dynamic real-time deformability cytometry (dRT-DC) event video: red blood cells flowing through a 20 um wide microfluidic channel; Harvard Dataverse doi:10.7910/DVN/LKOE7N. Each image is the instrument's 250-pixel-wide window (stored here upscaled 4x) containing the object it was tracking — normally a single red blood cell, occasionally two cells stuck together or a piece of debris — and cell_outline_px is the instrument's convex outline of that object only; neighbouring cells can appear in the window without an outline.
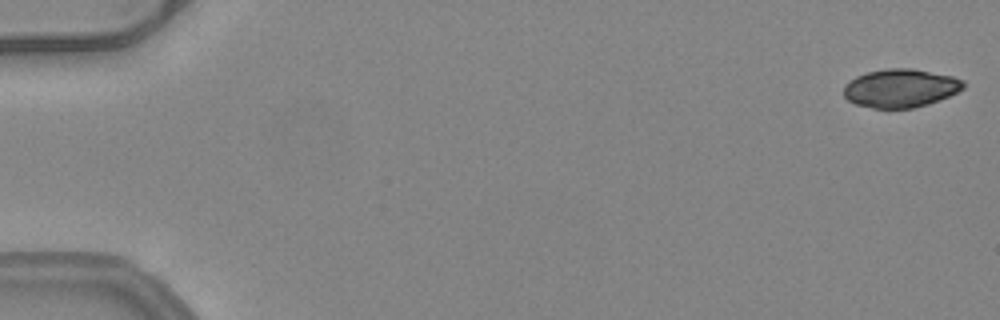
{"species": "common noctule bat (a hibernating species)", "species_latin": "Nyctalus noctula", "temperature_condition": "warm", "stored_images_in_passage": 52, "camera_frame_rate_fps": 3000, "um_per_image_px": 0.085, "animal": {"sex": "female", "body_mass_g": 24.6, "forearm_length_mm": 56.2}, "frame": {"image": 1, "passage_image": 1, "time_ms": 0.0, "image_size_px": [1000, 320], "cell_outline_px": [[964, 88], [948, 96], [928, 104], [912, 108], [872, 108], [856, 104], [848, 100], [844, 96], [844, 84], [848, 80], [856, 76], [868, 72], [884, 68], [912, 68], [952, 76], [964, 80]], "centroid_in_image_um": [76.52, 7.48], "position_along_channel_um": 8.5, "area_um2": 26.82}}
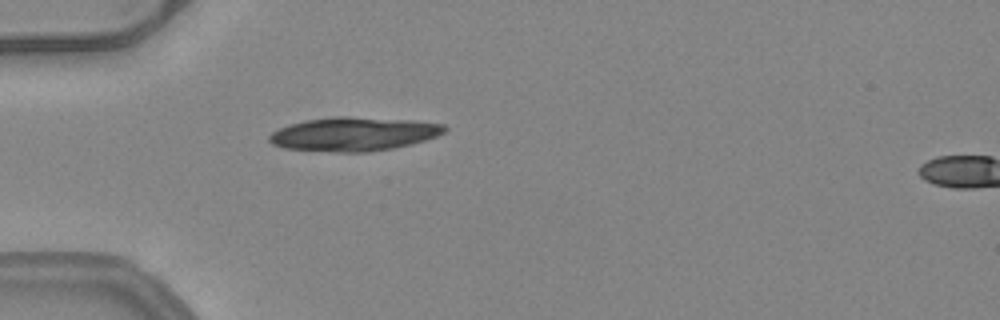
{"frame": {"image": 2, "passage_image": 16, "time_ms": 5.0, "image_size_px": [1000, 320], "cell_outline_px": [[448, 128], [444, 132], [436, 136], [412, 144], [392, 148], [368, 152], [340, 152], [284, 148], [272, 144], [268, 140], [268, 136], [272, 132], [280, 128], [292, 124], [308, 120], [332, 116], [348, 116], [412, 120], [444, 124]], "centroid_in_image_um": [30.08, 11.39], "position_along_channel_um": 54.9, "area_um2": 34.39}}
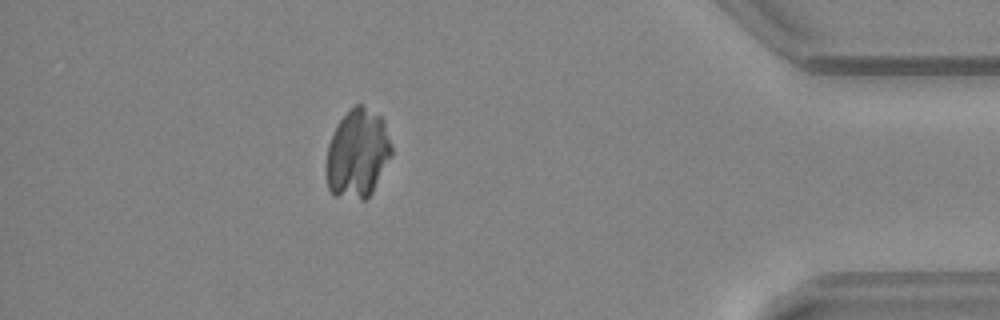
{"frame": {"image": 3, "passage_image": 46, "time_ms": 15.0, "image_size_px": [1000, 320], "cell_outline_px": [[392, 156], [368, 200], [360, 200], [336, 196], [328, 188], [324, 172], [324, 168], [328, 144], [336, 124], [356, 104], [360, 104], [380, 116], [384, 120], [392, 144]], "centroid_in_image_um": [30.38, 13.1], "position_along_channel_um": 404.8, "area_um2": 34.39}}